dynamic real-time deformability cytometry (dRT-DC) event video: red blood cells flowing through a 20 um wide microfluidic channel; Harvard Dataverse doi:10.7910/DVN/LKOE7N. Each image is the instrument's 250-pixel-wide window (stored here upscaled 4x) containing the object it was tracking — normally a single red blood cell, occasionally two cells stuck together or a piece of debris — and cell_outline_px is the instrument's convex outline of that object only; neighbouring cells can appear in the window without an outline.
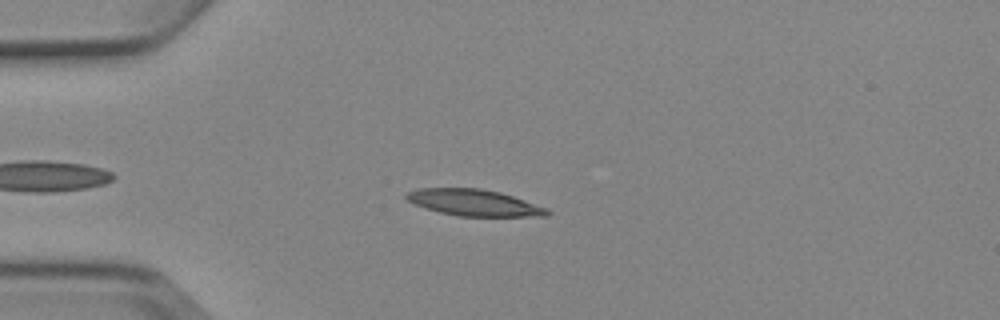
{"species": "Egyptian fruit bat (a non-hibernating species)", "species_latin": "Rousettus aegyptiacus", "temperature_condition": "cold", "stored_images_in_passage": 6, "camera_frame_rate_fps": 3000, "um_per_image_px": 0.085, "animal": {"sex": "female"}, "frame": {"image": 1, "passage_image": 4, "time_ms": 3.333, "image_size_px": [1000, 320], "cell_outline_px": [[552, 212], [548, 216], [456, 216], [440, 212], [416, 204], [408, 200], [404, 196], [408, 192], [420, 188], [480, 188], [500, 192], [548, 208]], "centroid_in_image_um": [40.34, 17.23], "position_along_channel_um": 44.7, "area_um2": 21.5}}
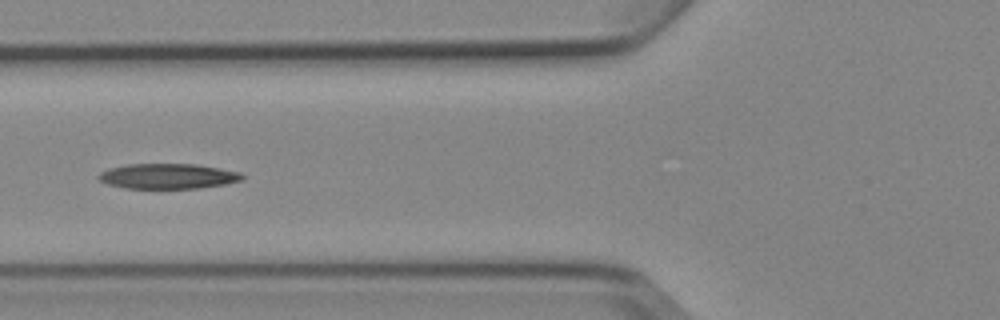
{"frame": {"image": 2, "passage_image": 6, "time_ms": 5.667, "image_size_px": [1000, 320], "cell_outline_px": [[244, 180], [224, 184], [200, 188], [124, 188], [108, 184], [100, 180], [96, 176], [100, 172], [108, 168], [128, 164], [196, 164], [220, 168], [240, 172], [244, 176]], "centroid_in_image_um": [14.27, 14.97], "position_along_channel_um": 111.5, "area_um2": 21.15}}